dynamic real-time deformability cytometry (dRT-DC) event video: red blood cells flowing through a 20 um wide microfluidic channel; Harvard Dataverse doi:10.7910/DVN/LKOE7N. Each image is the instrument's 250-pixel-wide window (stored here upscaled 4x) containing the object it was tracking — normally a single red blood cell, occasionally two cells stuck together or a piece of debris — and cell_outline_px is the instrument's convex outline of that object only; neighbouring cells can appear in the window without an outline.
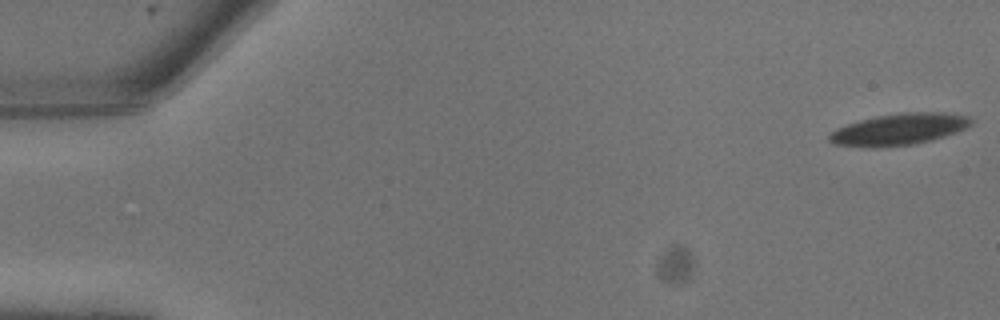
{"species": "common noctule bat (a hibernating species)", "species_latin": "Nyctalus noctula", "temperature_condition": "warm", "stored_images_in_passage": 9, "camera_frame_rate_fps": 3000, "um_per_image_px": 0.085, "animal": {"sex": "male", "body_mass_g": 13.3}, "frame": {"image": 1, "passage_image": 1, "time_ms": 0.0, "image_size_px": [1000, 320], "cell_outline_px": [[972, 124], [964, 128], [944, 136], [932, 140], [912, 144], [872, 148], [836, 144], [828, 140], [828, 136], [836, 128], [860, 120], [876, 116], [900, 112], [944, 112], [968, 116], [972, 120]], "centroid_in_image_um": [76.4, 10.98], "position_along_channel_um": 8.6, "area_um2": 25.89}}
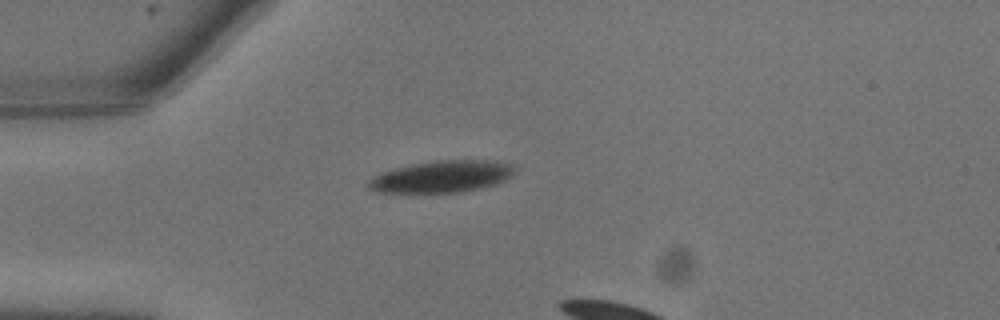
{"frame": {"image": 2, "passage_image": 7, "time_ms": 2.0, "image_size_px": [1000, 320], "cell_outline_px": [[516, 168], [512, 176], [504, 180], [480, 188], [460, 192], [380, 192], [368, 188], [368, 180], [384, 172], [396, 168], [412, 164], [436, 160], [484, 160], [516, 164]], "centroid_in_image_um": [37.6, 15.0], "position_along_channel_um": 47.4, "area_um2": 26.76}}